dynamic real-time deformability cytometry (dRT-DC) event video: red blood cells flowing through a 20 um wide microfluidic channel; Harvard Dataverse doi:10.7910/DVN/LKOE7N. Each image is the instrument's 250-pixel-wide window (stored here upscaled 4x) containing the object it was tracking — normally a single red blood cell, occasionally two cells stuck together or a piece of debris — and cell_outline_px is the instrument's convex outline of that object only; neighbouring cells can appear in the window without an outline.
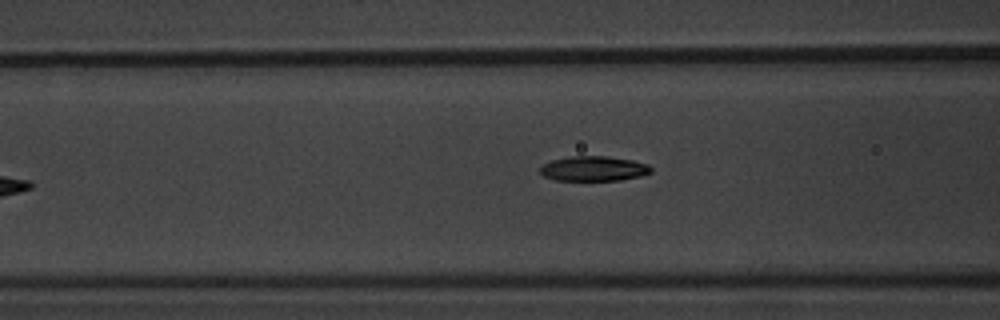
{"species": "common noctule bat (a hibernating species)", "species_latin": "Nyctalus noctula", "temperature_condition": "warm", "stored_images_in_passage": 8, "camera_frame_rate_fps": 3000, "um_per_image_px": 0.085, "animal": {"sex": "male", "body_mass_g": 20.1, "forearm_length_mm": 53.5}, "frame": {"image": 1, "passage_image": 8, "time_ms": 8.667, "image_size_px": [1000, 320], "cell_outline_px": [[652, 172], [640, 176], [620, 180], [556, 180], [544, 176], [540, 172], [540, 168], [544, 164], [552, 160], [572, 156], [608, 156], [632, 160], [648, 164], [652, 168]], "centroid_in_image_um": [50.49, 14.33], "position_along_channel_um": 116.1, "area_um2": 16.01}}